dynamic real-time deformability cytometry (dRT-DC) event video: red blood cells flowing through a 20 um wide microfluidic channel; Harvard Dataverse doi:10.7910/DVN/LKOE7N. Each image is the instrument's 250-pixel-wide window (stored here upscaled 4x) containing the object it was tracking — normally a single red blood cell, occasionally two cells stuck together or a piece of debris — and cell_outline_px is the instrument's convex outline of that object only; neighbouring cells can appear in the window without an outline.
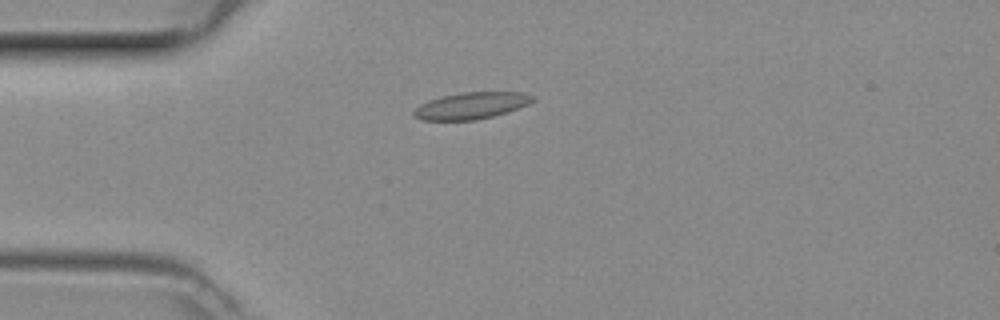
{"species": "common noctule bat (a hibernating species)", "species_latin": "Nyctalus noctula", "temperature_condition": "room temperature", "stored_images_in_passage": 40, "camera_frame_rate_fps": 3000, "um_per_image_px": 0.085, "animal": {"sex": "female", "body_mass_g": 29.2, "forearm_length_mm": 56.3}, "frame": {"image": 1, "passage_image": 3, "time_ms": 0.667, "image_size_px": [1000, 320], "cell_outline_px": [[536, 100], [528, 104], [508, 112], [476, 120], [424, 120], [416, 116], [412, 112], [420, 104], [428, 100], [440, 96], [464, 92], [524, 92], [536, 96]], "centroid_in_image_um": [40.11, 8.97], "position_along_channel_um": 44.9, "area_um2": 18.55}}
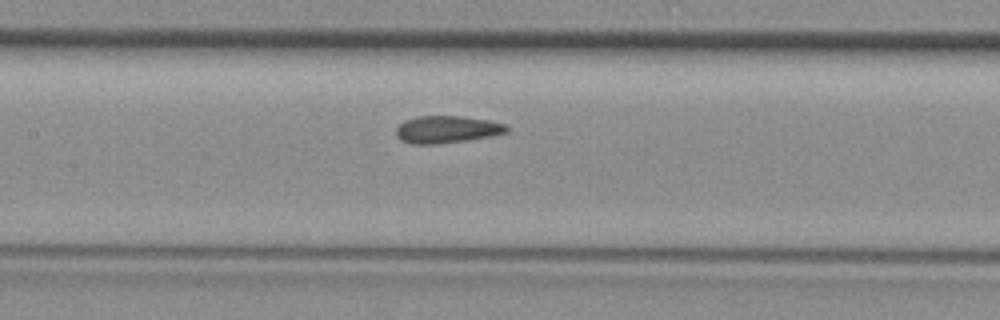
{"frame": {"image": 2, "passage_image": 13, "time_ms": 4.0, "image_size_px": [1000, 320], "cell_outline_px": [[508, 132], [488, 136], [464, 140], [432, 144], [412, 144], [400, 140], [396, 136], [396, 128], [400, 124], [408, 120], [420, 116], [464, 116], [488, 120], [504, 124], [508, 128]], "centroid_in_image_um": [37.96, 11.0], "position_along_channel_um": 169.4, "area_um2": 17.22}}
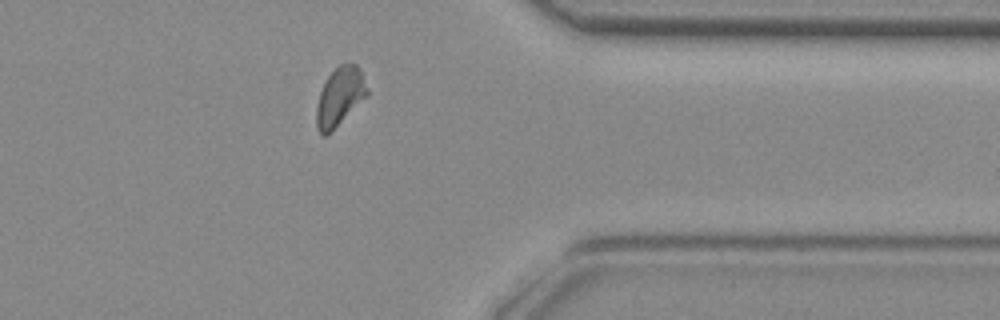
{"frame": {"image": 3, "passage_image": 29, "time_ms": 9.333, "image_size_px": [1000, 320], "cell_outline_px": [[368, 96], [332, 132], [324, 136], [316, 128], [316, 104], [320, 92], [328, 76], [340, 64], [356, 64], [360, 68], [368, 88]], "centroid_in_image_um": [28.89, 8.25], "position_along_channel_um": 382.5, "area_um2": 17.46}}